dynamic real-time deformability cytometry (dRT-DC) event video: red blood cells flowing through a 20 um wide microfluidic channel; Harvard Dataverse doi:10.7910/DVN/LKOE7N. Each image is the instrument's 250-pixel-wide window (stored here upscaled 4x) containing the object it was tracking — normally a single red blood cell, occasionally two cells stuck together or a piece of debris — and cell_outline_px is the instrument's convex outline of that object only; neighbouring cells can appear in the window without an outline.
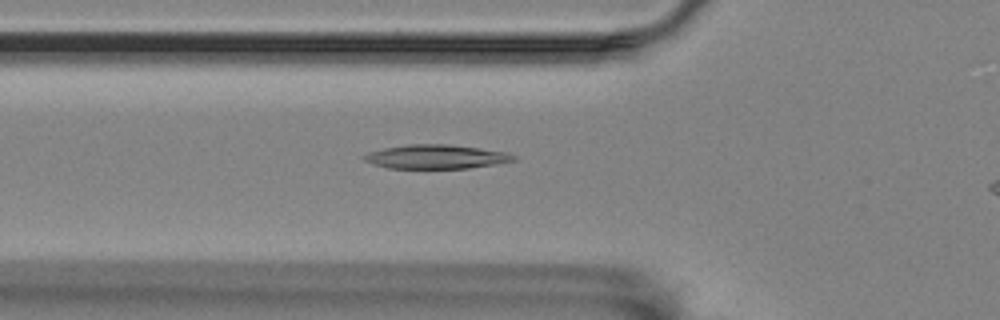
{"species": "Egyptian fruit bat (a non-hibernating species)", "species_latin": "Rousettus aegyptiacus", "temperature_condition": "room temperature", "stored_images_in_passage": 50, "camera_frame_rate_fps": 3000, "um_per_image_px": 0.085, "animal": {"sex": "female"}, "frame": {"image": 1, "passage_image": 19, "time_ms": 6.0, "image_size_px": [1000, 320], "cell_outline_px": [[516, 160], [468, 168], [388, 168], [364, 160], [360, 156], [368, 152], [384, 148], [408, 144], [448, 144], [508, 152], [516, 156]], "centroid_in_image_um": [37.04, 13.31], "position_along_channel_um": 88.8, "area_um2": 20.75}}
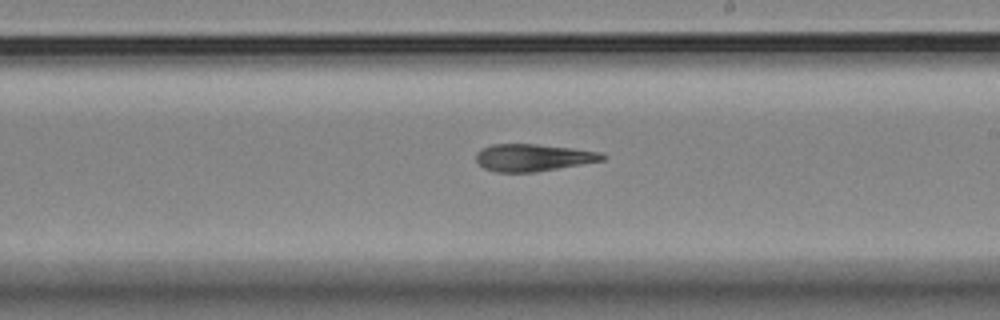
{"frame": {"image": 2, "passage_image": 32, "time_ms": 10.333, "image_size_px": [1000, 320], "cell_outline_px": [[608, 156], [604, 160], [536, 172], [496, 172], [484, 168], [476, 160], [476, 152], [492, 144], [536, 144], [572, 148], [600, 152]], "centroid_in_image_um": [45.32, 13.39], "position_along_channel_um": 243.7, "area_um2": 19.94}}
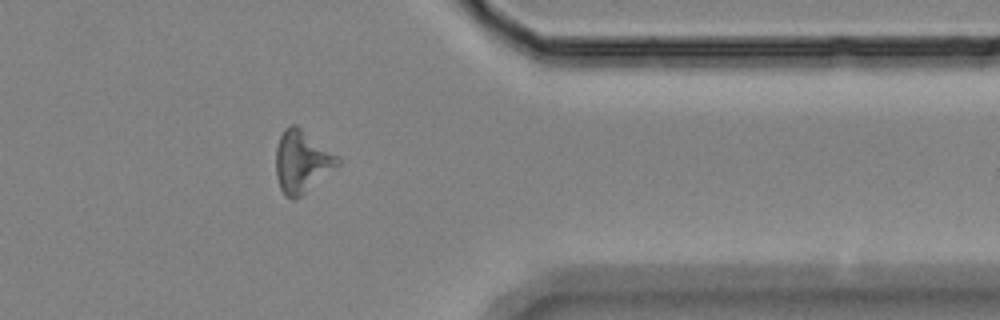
{"frame": {"image": 3, "passage_image": 45, "time_ms": 14.667, "image_size_px": [1000, 320], "cell_outline_px": [[340, 164], [300, 196], [292, 200], [284, 196], [280, 188], [276, 176], [276, 148], [280, 136], [284, 128], [292, 124], [296, 124], [336, 156], [340, 160]], "centroid_in_image_um": [25.61, 13.74], "position_along_channel_um": 385.8, "area_um2": 21.91}, "authors_computed_cell_mechanics": {"area_um2": 21.1548, "velocity_mm_per_s": 3.5544, "shape_relaxation_time_tau1_ms": null, "shape_relaxation_time_tau2_ms": 5.3892, "deformation_change_tau1": null, "deformation_change_tau2": 0.1725}}